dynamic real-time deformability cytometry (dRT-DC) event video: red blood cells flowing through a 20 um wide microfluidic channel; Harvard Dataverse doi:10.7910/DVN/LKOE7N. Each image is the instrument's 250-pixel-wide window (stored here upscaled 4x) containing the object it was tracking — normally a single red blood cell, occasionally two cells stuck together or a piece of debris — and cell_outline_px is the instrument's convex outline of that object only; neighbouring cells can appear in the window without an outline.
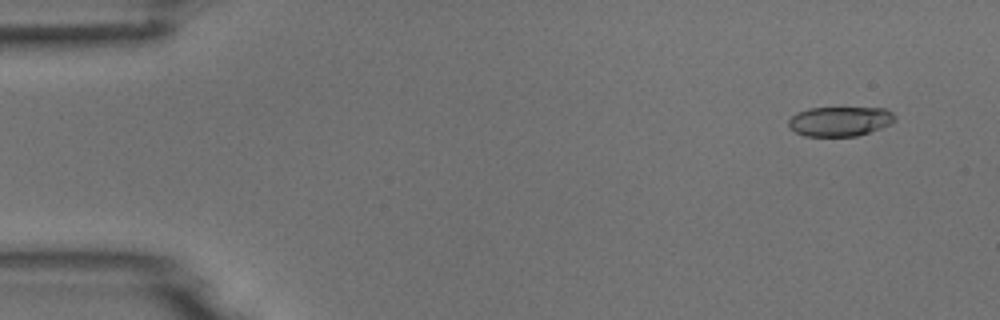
{"species": "common noctule bat (a hibernating species)", "species_latin": "Nyctalus noctula", "temperature_condition": "room temperature", "stored_images_in_passage": 5, "camera_frame_rate_fps": 3000, "um_per_image_px": 0.085, "animal": {"sex": "male", "body_mass_g": 18.8}, "frame": {"image": 1, "passage_image": 1, "time_ms": 0.0, "image_size_px": [1000, 320], "cell_outline_px": [[896, 120], [880, 128], [856, 136], [804, 136], [796, 132], [788, 124], [788, 120], [796, 112], [808, 108], [884, 108], [892, 112], [896, 116]], "centroid_in_image_um": [71.38, 10.3], "position_along_channel_um": 13.6, "area_um2": 18.26}}
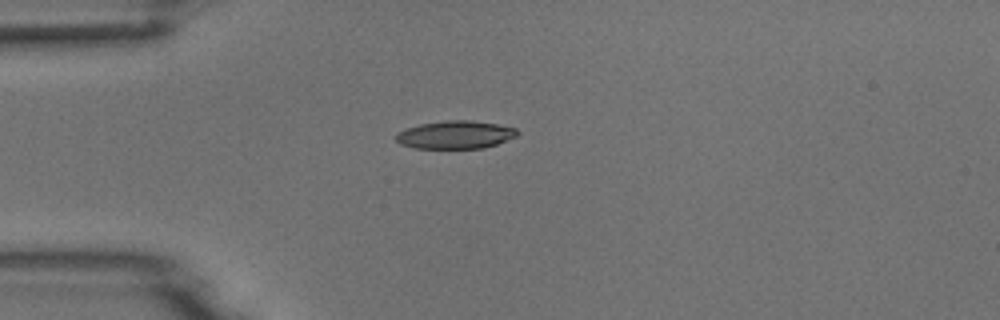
{"frame": {"image": 2, "passage_image": 4, "time_ms": 3.333, "image_size_px": [1000, 320], "cell_outline_px": [[520, 132], [516, 136], [496, 144], [484, 148], [416, 148], [400, 144], [396, 140], [396, 132], [420, 124], [448, 120], [472, 120], [496, 124], [516, 128]], "centroid_in_image_um": [38.71, 11.45], "position_along_channel_um": 46.3, "area_um2": 19.65}}